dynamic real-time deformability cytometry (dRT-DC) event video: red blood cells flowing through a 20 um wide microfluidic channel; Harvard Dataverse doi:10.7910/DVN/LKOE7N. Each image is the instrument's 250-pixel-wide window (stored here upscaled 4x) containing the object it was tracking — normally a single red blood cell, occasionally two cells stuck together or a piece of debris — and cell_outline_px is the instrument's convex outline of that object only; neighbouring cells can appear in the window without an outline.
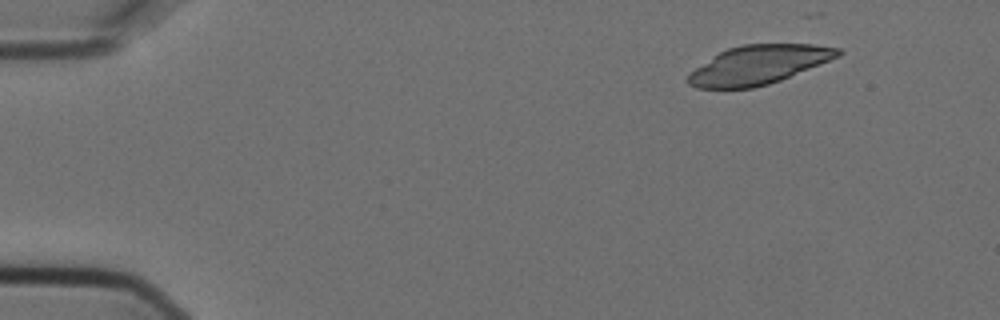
{"species": "Egyptian fruit bat (a non-hibernating species)", "species_latin": "Rousettus aegyptiacus", "temperature_condition": "cold", "stored_images_in_passage": 5, "camera_frame_rate_fps": 3000, "um_per_image_px": 0.085, "animal": {"sex": "female"}, "frame": {"image": 1, "passage_image": 2, "time_ms": 0.333, "image_size_px": [1000, 320], "cell_outline_px": [[844, 52], [840, 56], [780, 80], [768, 84], [752, 88], [696, 88], [688, 84], [684, 80], [688, 72], [720, 52], [728, 48], [744, 44], [816, 44], [840, 48]], "centroid_in_image_um": [64.46, 5.51], "position_along_channel_um": 20.5, "area_um2": 33.99}}